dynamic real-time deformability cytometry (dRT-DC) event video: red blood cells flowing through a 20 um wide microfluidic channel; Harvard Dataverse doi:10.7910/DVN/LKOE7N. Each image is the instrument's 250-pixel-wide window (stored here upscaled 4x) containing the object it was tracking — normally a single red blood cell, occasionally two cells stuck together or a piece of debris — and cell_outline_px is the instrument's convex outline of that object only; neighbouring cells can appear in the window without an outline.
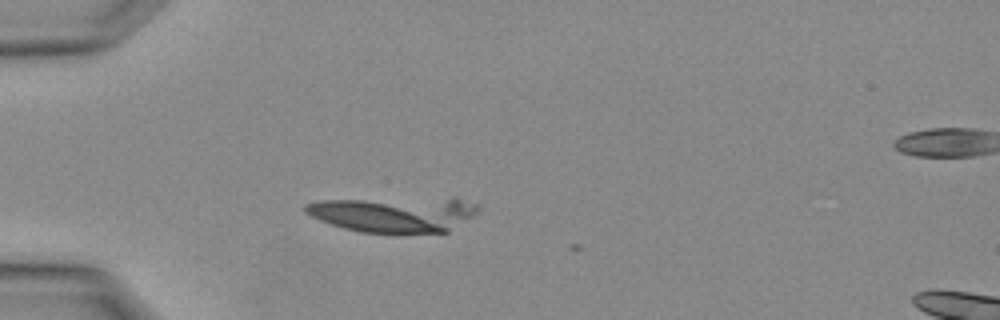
{"species": "Egyptian fruit bat (a non-hibernating species)", "species_latin": "Rousettus aegyptiacus", "temperature_condition": "warm", "stored_images_in_passage": 2, "segment_of_instrument_passage": [1, 2], "camera_frame_rate_fps": 3000, "um_per_image_px": 0.085, "animal": {"sex": "female"}, "frame": {"image": 1, "passage_image": 1, "time_ms": 0.0, "image_size_px": [1000, 320], "cell_outline_px": [[480, 208], [472, 216], [448, 232], [360, 232], [344, 228], [320, 220], [304, 212], [304, 204], [320, 200], [452, 196], [456, 196], [480, 204]], "centroid_in_image_um": [33.56, 18.16], "position_along_channel_um": 51.4, "area_um2": 36.47}}